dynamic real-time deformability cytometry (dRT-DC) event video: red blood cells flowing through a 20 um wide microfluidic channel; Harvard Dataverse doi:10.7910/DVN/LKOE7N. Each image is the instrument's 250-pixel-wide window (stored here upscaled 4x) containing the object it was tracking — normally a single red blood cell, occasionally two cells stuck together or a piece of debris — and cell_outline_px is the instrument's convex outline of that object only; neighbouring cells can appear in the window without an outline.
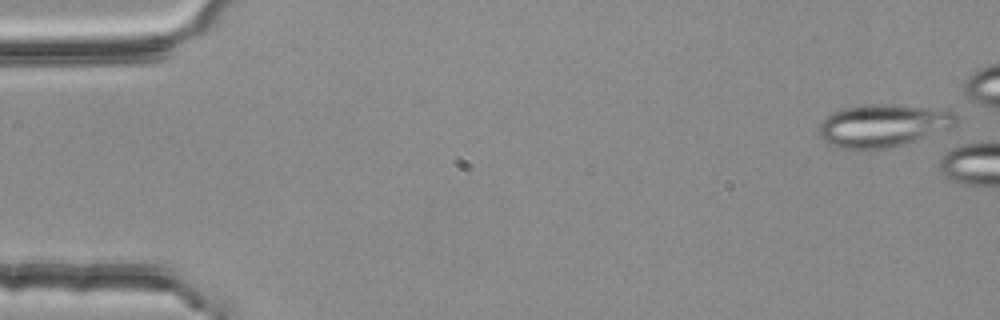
{"species": "common noctule bat (a hibernating species)", "species_latin": "Nyctalus noctula", "temperature_condition": "room temperature", "stored_images_in_passage": 2, "camera_frame_rate_fps": 3000, "um_per_image_px": 0.085, "animal": {"sex": "female", "body_mass_g": 25.1}, "frame": {"image": 1, "passage_image": 1, "time_ms": 0.0, "image_size_px": [1000, 320], "cell_outline_px": [[960, 120], [952, 128], [928, 136], [888, 148], [856, 152], [836, 148], [828, 144], [820, 136], [816, 128], [832, 112], [844, 108], [864, 104], [892, 104], [948, 108], [960, 116]], "centroid_in_image_um": [75.09, 10.68], "position_along_channel_um": 9.9, "area_um2": 35.43}}